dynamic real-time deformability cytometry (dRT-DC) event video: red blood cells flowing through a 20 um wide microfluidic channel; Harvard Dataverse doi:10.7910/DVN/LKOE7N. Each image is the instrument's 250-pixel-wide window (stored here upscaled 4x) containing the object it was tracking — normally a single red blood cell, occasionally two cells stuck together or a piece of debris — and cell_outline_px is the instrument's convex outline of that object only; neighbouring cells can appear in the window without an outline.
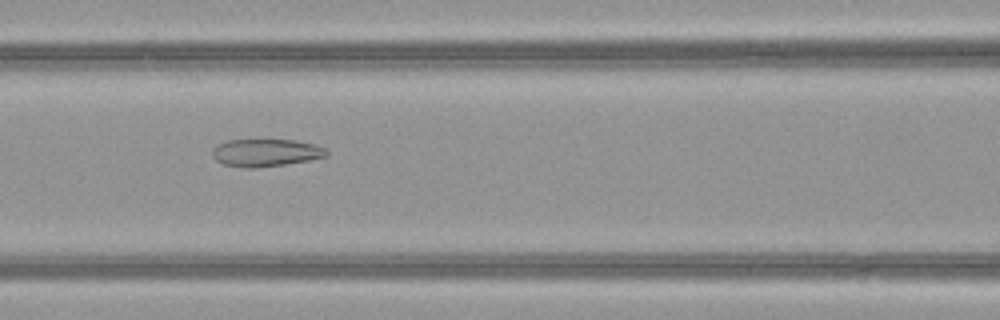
{"species": "common noctule bat (a hibernating species)", "species_latin": "Nyctalus noctula", "temperature_condition": "warm", "stored_images_in_passage": 52, "camera_frame_rate_fps": 3000, "um_per_image_px": 0.085, "animal": {"sex": "female", "body_mass_g": 21.9}, "frame": {"image": 1, "passage_image": 23, "time_ms": 7.333, "image_size_px": [1000, 320], "cell_outline_px": [[328, 156], [308, 160], [284, 164], [256, 168], [244, 168], [224, 164], [216, 160], [212, 156], [212, 148], [216, 144], [228, 140], [296, 140], [312, 144], [324, 148], [328, 152]], "centroid_in_image_um": [22.54, 12.98], "position_along_channel_um": 144.1, "area_um2": 18.26}}
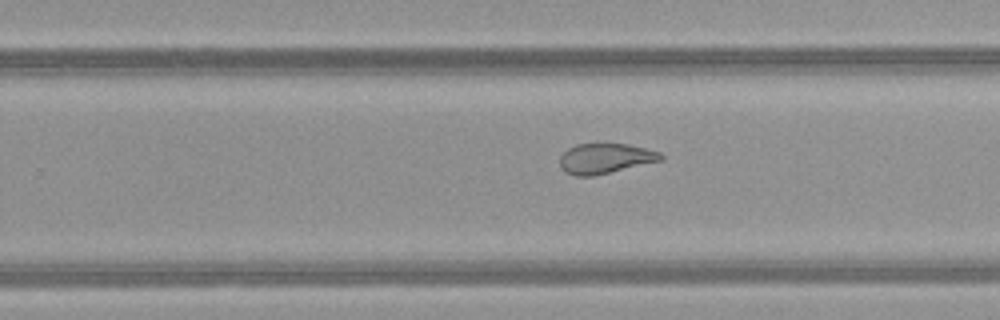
{"frame": {"image": 2, "passage_image": 33, "time_ms": 10.667, "image_size_px": [1000, 320], "cell_outline_px": [[664, 160], [592, 176], [576, 176], [564, 172], [560, 168], [560, 156], [568, 148], [576, 144], [628, 144], [660, 152], [664, 156]], "centroid_in_image_um": [51.44, 13.47], "position_along_channel_um": 278.4, "area_um2": 17.74}}
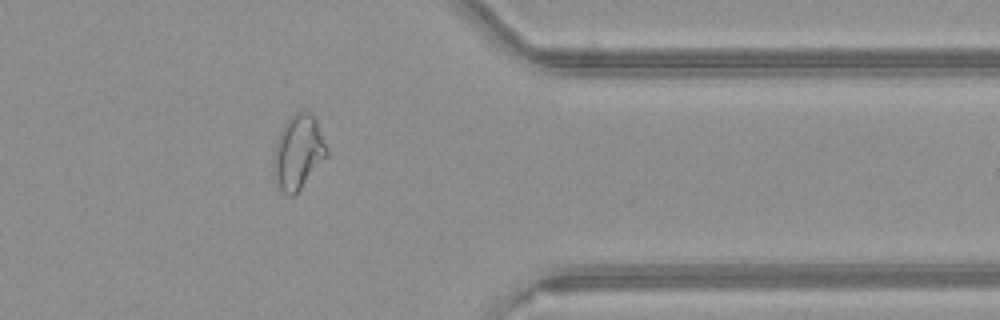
{"frame": {"image": 3, "passage_image": 42, "time_ms": 13.667, "image_size_px": [1000, 320], "cell_outline_px": [[328, 156], [300, 188], [292, 196], [288, 196], [276, 188], [272, 176], [272, 160], [276, 140], [284, 124], [296, 112], [304, 108], [316, 120], [328, 148]], "centroid_in_image_um": [25.31, 12.96], "position_along_channel_um": 386.1, "area_um2": 23.41}, "authors_computed_cell_mechanics": {"area_um2": 23.8136, "velocity_mm_per_s": 4.0371, "shape_relaxation_time_tau1_ms": null, "shape_relaxation_time_tau2_ms": 1.6892, "deformation_change_tau1": null, "deformation_change_tau2": 0.0909}}